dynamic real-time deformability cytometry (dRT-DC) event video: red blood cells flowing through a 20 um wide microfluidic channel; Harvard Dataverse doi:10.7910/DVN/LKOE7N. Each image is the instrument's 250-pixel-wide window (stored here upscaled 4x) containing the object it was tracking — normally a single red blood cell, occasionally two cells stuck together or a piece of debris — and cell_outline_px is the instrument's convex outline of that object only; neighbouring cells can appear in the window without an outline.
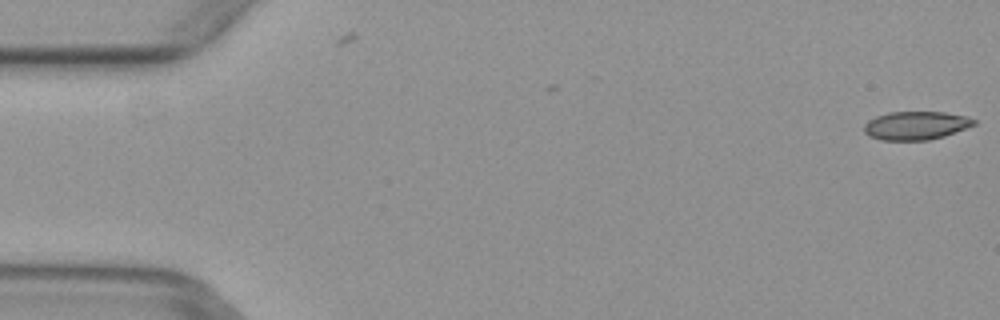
{"species": "common noctule bat (a hibernating species)", "species_latin": "Nyctalus noctula", "temperature_condition": "warm", "stored_images_in_passage": 3, "camera_frame_rate_fps": 3000, "um_per_image_px": 0.085, "animal": {"sex": "female", "body_mass_g": 29.2, "forearm_length_mm": 56.3}, "frame": {"image": 1, "passage_image": 1, "time_ms": 0.0, "image_size_px": [1000, 320], "cell_outline_px": [[976, 124], [944, 136], [928, 140], [880, 140], [868, 136], [864, 132], [864, 124], [868, 120], [876, 116], [888, 112], [944, 112], [968, 116], [976, 120]], "centroid_in_image_um": [77.83, 10.66], "position_along_channel_um": 7.2, "area_um2": 18.26}}